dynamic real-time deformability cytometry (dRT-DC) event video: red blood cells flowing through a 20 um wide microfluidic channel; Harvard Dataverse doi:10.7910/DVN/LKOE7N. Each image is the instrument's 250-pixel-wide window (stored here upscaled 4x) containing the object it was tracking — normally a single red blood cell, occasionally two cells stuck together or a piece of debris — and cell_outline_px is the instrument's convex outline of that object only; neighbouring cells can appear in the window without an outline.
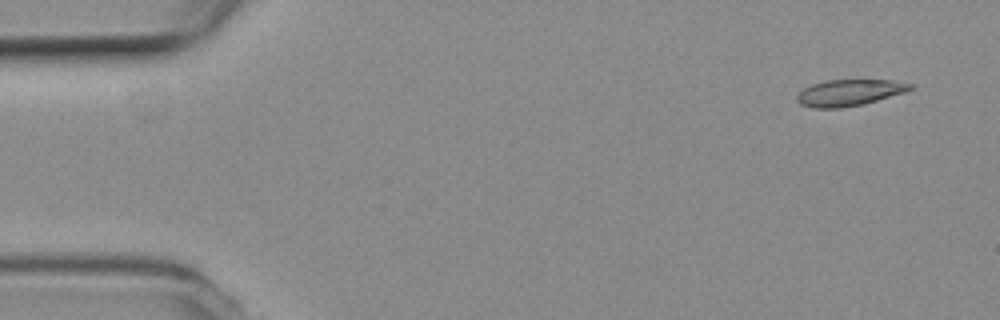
{"species": "common noctule bat (a hibernating species)", "species_latin": "Nyctalus noctula", "temperature_condition": "room temperature", "stored_images_in_passage": 52, "camera_frame_rate_fps": 3000, "um_per_image_px": 0.085, "animal": {"sex": "female", "body_mass_g": 19.3, "forearm_length_mm": 54.1}, "frame": {"image": 1, "passage_image": 3, "time_ms": 0.667, "image_size_px": [1000, 320], "cell_outline_px": [[916, 84], [912, 88], [904, 92], [864, 104], [840, 108], [812, 108], [800, 104], [796, 100], [796, 96], [804, 88], [812, 84], [828, 80], [892, 80]], "centroid_in_image_um": [72.19, 7.88], "position_along_channel_um": 12.8, "area_um2": 17.4}}
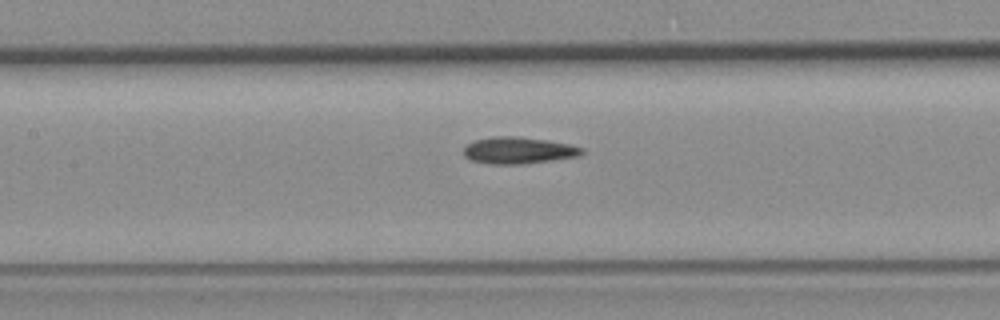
{"frame": {"image": 2, "passage_image": 24, "time_ms": 7.667, "image_size_px": [1000, 320], "cell_outline_px": [[584, 152], [580, 156], [552, 160], [520, 164], [492, 164], [472, 160], [464, 156], [464, 148], [468, 144], [476, 140], [496, 136], [520, 136], [548, 140], [568, 144], [584, 148]], "centroid_in_image_um": [44.1, 12.78], "position_along_channel_um": 163.3, "area_um2": 18.32}}
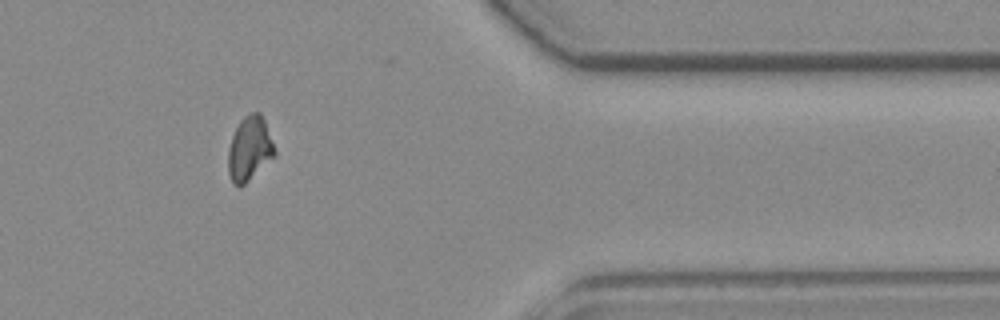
{"frame": {"image": 3, "passage_image": 44, "time_ms": 14.333, "image_size_px": [1000, 320], "cell_outline_px": [[276, 156], [240, 188], [232, 184], [228, 172], [228, 148], [232, 136], [240, 120], [244, 116], [252, 112], [260, 112], [264, 120], [276, 152]], "centroid_in_image_um": [21.2, 12.67], "position_along_channel_um": 390.2, "area_um2": 17.51}}